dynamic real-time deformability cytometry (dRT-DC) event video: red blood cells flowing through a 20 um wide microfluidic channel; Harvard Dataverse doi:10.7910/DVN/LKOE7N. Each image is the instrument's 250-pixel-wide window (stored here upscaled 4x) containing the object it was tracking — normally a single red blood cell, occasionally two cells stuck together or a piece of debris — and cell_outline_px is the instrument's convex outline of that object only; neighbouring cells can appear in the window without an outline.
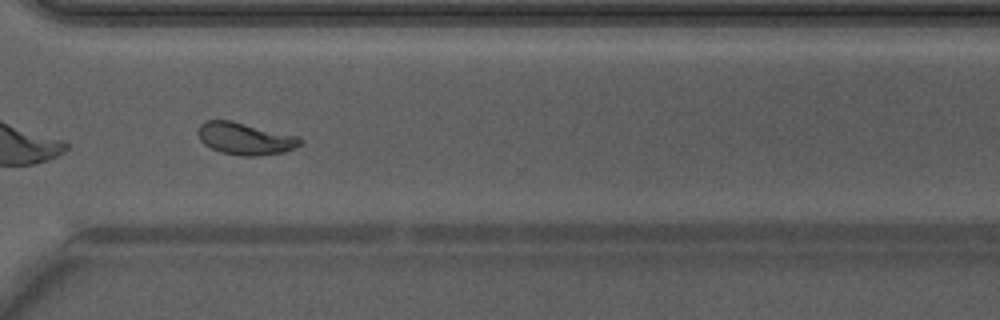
{"species": "Egyptian fruit bat (a non-hibernating species)", "species_latin": "Rousettus aegyptiacus", "temperature_condition": "warm", "stored_images_in_passage": 44, "camera_frame_rate_fps": 3000, "um_per_image_px": 0.085, "animal": {"sex": "male"}, "frame": {"image": 1, "passage_image": 32, "time_ms": 10.333, "image_size_px": [1000, 320], "cell_outline_px": [[304, 140], [300, 144], [284, 152], [260, 156], [244, 156], [220, 152], [204, 144], [200, 140], [196, 132], [200, 124], [204, 120], [232, 120], [300, 136]], "centroid_in_image_um": [20.83, 11.77], "position_along_channel_um": 349.8, "area_um2": 19.42}, "authors_computed_cell_mechanics": {"area_um2": 18.9584, "velocity_mm_per_s": 4.2701, "shape_relaxation_time_tau1_ms": 3.0415, "shape_relaxation_time_tau2_ms": 1.1818, "deformation_change_tau1": 0.1555, "deformation_change_tau2": 0.0608}}